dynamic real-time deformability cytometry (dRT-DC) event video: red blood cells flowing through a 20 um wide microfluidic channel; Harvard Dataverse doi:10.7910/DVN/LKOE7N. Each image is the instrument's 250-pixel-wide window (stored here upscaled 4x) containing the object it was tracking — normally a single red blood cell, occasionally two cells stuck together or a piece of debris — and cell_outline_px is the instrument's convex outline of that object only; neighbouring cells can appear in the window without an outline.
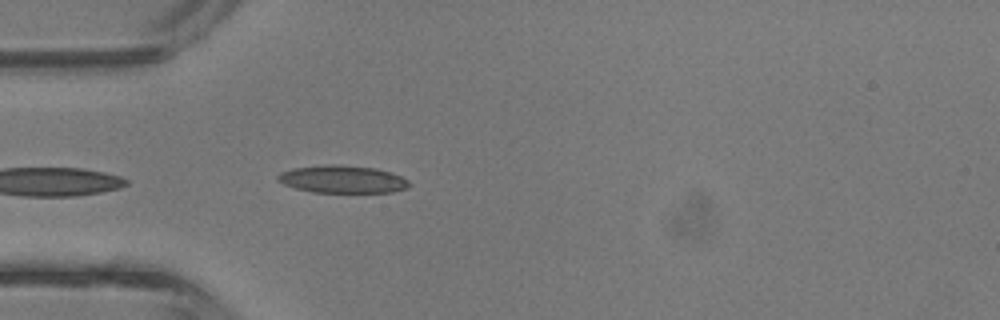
{"species": "common noctule bat (a hibernating species)", "species_latin": "Nyctalus noctula", "temperature_condition": "room temperature", "stored_images_in_passage": 8, "camera_frame_rate_fps": 3000, "um_per_image_px": 0.085, "animal": {"sex": "male", "body_mass_g": 13.3}, "frame": {"image": 1, "passage_image": 2, "time_ms": 0.333, "image_size_px": [1000, 320], "cell_outline_px": [[412, 184], [408, 188], [392, 192], [312, 192], [296, 188], [284, 184], [276, 180], [276, 176], [280, 172], [292, 168], [324, 164], [336, 164], [376, 168], [392, 172], [408, 180]], "centroid_in_image_um": [29.11, 15.22], "position_along_channel_um": 55.9, "area_um2": 21.33}}